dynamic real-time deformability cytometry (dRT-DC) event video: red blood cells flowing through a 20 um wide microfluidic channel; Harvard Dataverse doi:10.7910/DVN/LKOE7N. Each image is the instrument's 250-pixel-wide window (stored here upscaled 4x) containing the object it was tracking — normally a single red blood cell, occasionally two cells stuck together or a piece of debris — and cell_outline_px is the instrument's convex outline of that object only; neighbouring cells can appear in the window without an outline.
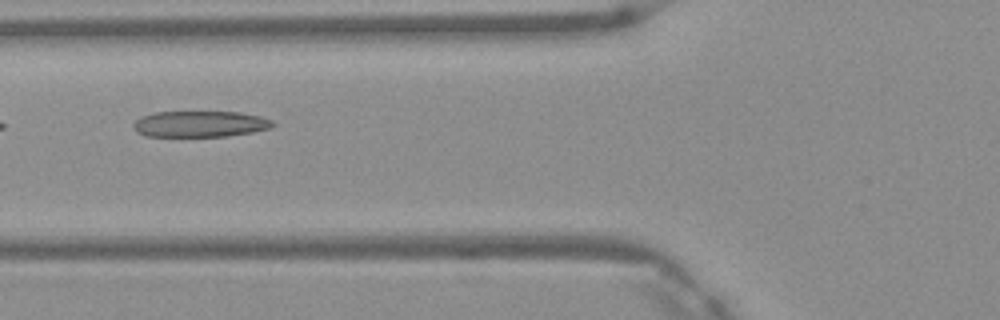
{"species": "Egyptian fruit bat (a non-hibernating species)", "species_latin": "Rousettus aegyptiacus", "temperature_condition": "warm", "stored_images_in_passage": 4, "camera_frame_rate_fps": 3000, "um_per_image_px": 0.085, "frame": {"image": 1, "passage_image": 4, "time_ms": 1.0, "image_size_px": [1000, 320], "cell_outline_px": [[276, 124], [272, 128], [252, 132], [228, 136], [144, 136], [136, 132], [132, 124], [136, 120], [144, 116], [156, 112], [240, 112], [260, 116], [272, 120]], "centroid_in_image_um": [17.03, 10.54], "position_along_channel_um": 108.8, "area_um2": 21.21}}